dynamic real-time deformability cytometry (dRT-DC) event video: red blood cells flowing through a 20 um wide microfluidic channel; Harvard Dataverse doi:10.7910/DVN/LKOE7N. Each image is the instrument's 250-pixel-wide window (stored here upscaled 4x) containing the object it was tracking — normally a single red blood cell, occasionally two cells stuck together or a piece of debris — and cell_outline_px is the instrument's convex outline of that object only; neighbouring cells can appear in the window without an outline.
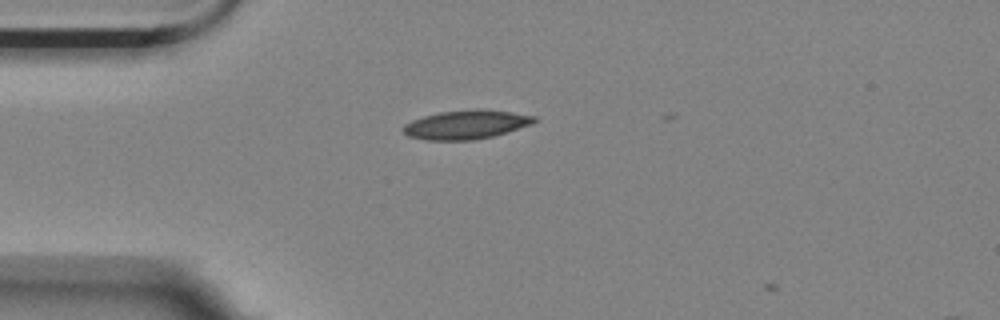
{"species": "Egyptian fruit bat (a non-hibernating species)", "species_latin": "Rousettus aegyptiacus", "temperature_condition": "room temperature", "stored_images_in_passage": 2, "camera_frame_rate_fps": 3000, "um_per_image_px": 0.085, "animal": {"sex": "female"}, "frame": {"image": 1, "passage_image": 1, "time_ms": 0.0, "image_size_px": [1000, 320], "cell_outline_px": [[540, 120], [532, 124], [492, 136], [472, 140], [424, 140], [408, 136], [404, 132], [404, 124], [412, 120], [424, 116], [440, 112], [476, 108], [480, 108], [512, 112], [536, 116]], "centroid_in_image_um": [39.65, 10.58], "position_along_channel_um": 45.4, "area_um2": 22.14}}